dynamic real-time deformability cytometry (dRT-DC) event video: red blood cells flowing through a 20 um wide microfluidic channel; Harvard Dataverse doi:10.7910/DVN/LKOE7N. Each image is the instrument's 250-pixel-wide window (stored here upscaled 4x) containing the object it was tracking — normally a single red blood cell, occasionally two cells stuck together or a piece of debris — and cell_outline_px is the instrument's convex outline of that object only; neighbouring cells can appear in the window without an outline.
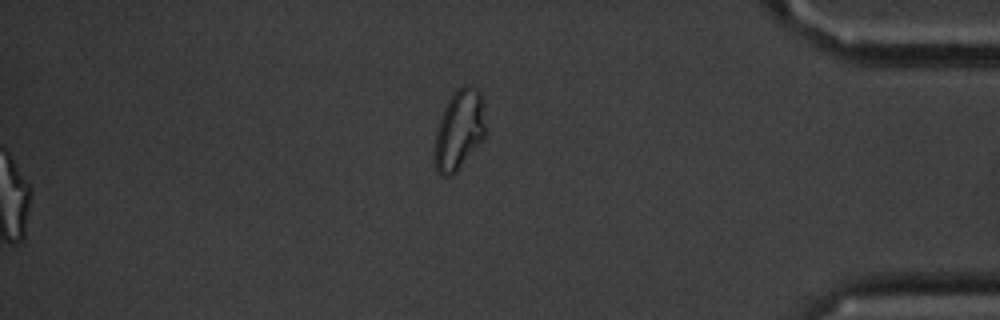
{"species": "common noctule bat (a hibernating species)", "species_latin": "Nyctalus noctula", "temperature_condition": "cold", "stored_images_in_passage": 56, "segment_of_instrument_passage": [2, 2], "camera_frame_rate_fps": 3000, "um_per_image_px": 0.085, "animal": {"sex": "male", "body_mass_g": 20.1, "forearm_length_mm": 53.5}, "frame": {"image": 1, "passage_image": 56, "time_ms": 18.333, "image_size_px": [1000, 320], "cell_outline_px": [[484, 136], [456, 172], [448, 176], [440, 176], [436, 172], [432, 156], [432, 152], [436, 128], [440, 116], [448, 100], [464, 84], [468, 84], [476, 88], [480, 92], [484, 128]], "centroid_in_image_um": [38.94, 11.09], "position_along_channel_um": 396.3, "area_um2": 23.52}}